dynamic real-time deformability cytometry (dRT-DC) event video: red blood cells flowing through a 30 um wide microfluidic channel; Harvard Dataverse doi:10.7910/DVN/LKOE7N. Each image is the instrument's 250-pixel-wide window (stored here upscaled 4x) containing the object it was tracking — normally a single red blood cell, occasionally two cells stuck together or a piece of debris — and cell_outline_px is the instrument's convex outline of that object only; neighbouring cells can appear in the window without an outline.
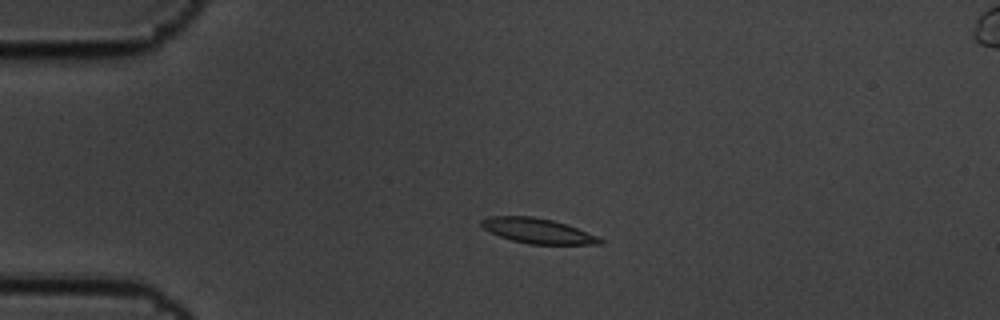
{"species": "common noctule bat (a hibernating species)", "species_latin": "Nyctalus noctula", "temperature_condition": "cold", "stored_images_in_passage": 5, "segment_of_instrument_passage": [1, 2], "camera_frame_rate_fps": 3000, "um_per_image_px": 0.085, "animal": {"sex": "male", "body_mass_g": 19.5, "forearm_length_mm": 54.6}, "frame": {"image": 1, "passage_image": 3, "time_ms": 0.667, "image_size_px": [1000, 320], "cell_outline_px": [[604, 244], [528, 244], [512, 240], [500, 236], [484, 228], [480, 224], [480, 220], [488, 216], [532, 216], [552, 220], [576, 228], [596, 236], [604, 240]], "centroid_in_image_um": [45.68, 19.62], "position_along_channel_um": 39.3, "area_um2": 17.05}}